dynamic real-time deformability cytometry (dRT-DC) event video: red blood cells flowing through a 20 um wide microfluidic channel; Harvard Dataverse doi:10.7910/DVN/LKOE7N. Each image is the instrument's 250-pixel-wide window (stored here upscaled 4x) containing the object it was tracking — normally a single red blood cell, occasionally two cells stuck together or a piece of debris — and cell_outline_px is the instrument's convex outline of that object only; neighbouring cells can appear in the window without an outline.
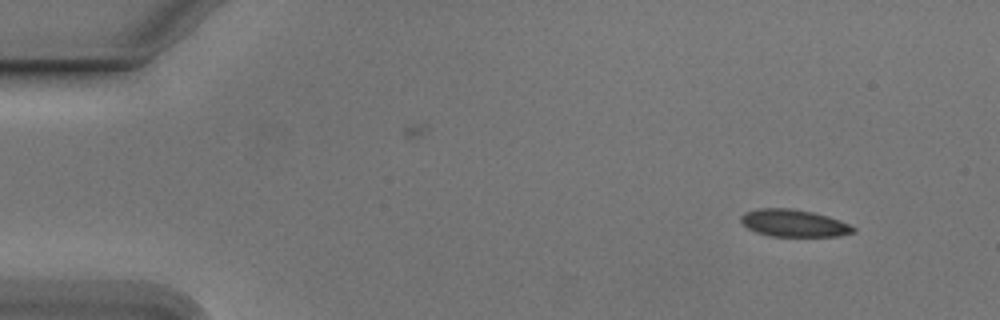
{"species": "Egyptian fruit bat (a non-hibernating species)", "species_latin": "Rousettus aegyptiacus", "temperature_condition": "cold", "stored_images_in_passage": 50, "camera_frame_rate_fps": 3000, "um_per_image_px": 0.085, "animal": {"sex": "male"}, "frame": {"image": 1, "passage_image": 1, "time_ms": 0.0, "image_size_px": [1000, 320], "cell_outline_px": [[856, 232], [840, 236], [772, 236], [756, 232], [748, 228], [740, 220], [744, 212], [760, 208], [792, 208], [812, 212], [828, 216], [848, 224], [856, 228]], "centroid_in_image_um": [67.49, 18.97], "position_along_channel_um": 17.5, "area_um2": 17.74}}
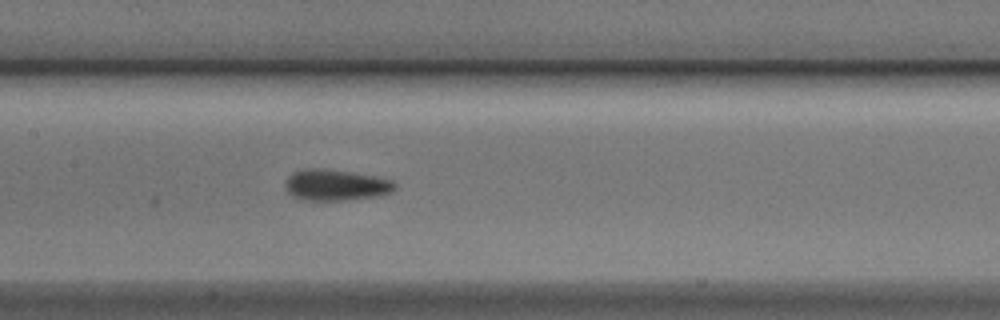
{"frame": {"image": 2, "passage_image": 22, "time_ms": 7.0, "image_size_px": [1000, 320], "cell_outline_px": [[396, 188], [380, 196], [344, 200], [300, 200], [292, 196], [284, 188], [288, 176], [292, 172], [308, 168], [320, 168], [348, 172], [372, 176], [392, 180], [396, 184]], "centroid_in_image_um": [28.49, 15.74], "position_along_channel_um": 178.9, "area_um2": 19.77}}
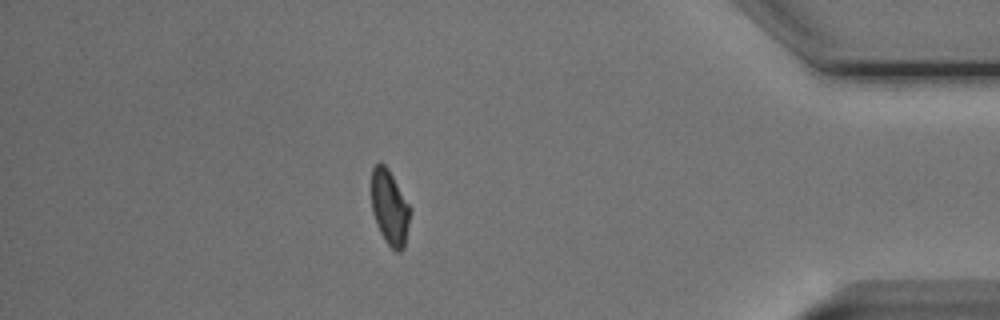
{"frame": {"image": 3, "passage_image": 43, "time_ms": 14.0, "image_size_px": [1000, 320], "cell_outline_px": [[412, 208], [404, 248], [400, 252], [396, 252], [384, 240], [380, 232], [372, 212], [372, 168], [380, 160], [388, 168]], "centroid_in_image_um": [33.14, 17.64], "position_along_channel_um": 402.1, "area_um2": 17.11}, "authors_computed_cell_mechanics": {"area_um2": 18.4671, "velocity_mm_per_s": 3.7815, "shape_relaxation_time_tau1_ms": 6.0395, "shape_relaxation_time_tau2_ms": 1.5219, "deformation_change_tau1": 0.1175, "deformation_change_tau2": 0.0488}}